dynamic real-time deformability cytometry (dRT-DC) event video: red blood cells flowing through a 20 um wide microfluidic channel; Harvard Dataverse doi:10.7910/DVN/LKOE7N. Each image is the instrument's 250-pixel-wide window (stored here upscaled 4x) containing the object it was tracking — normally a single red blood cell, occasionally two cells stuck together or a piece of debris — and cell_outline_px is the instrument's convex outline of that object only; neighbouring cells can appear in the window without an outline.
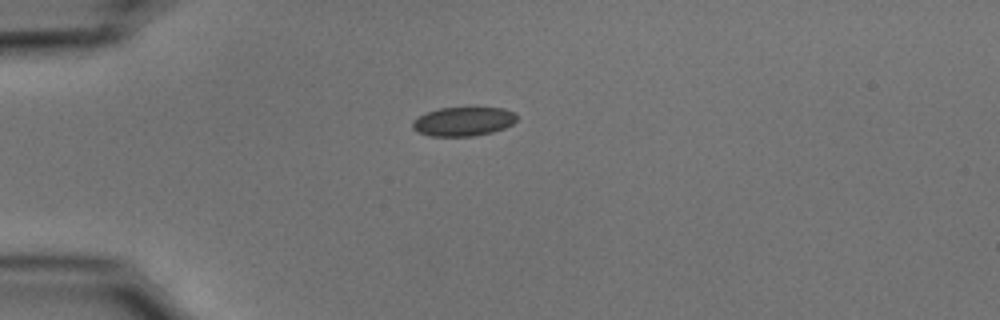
{"species": "common noctule bat (a hibernating species)", "species_latin": "Nyctalus noctula", "temperature_condition": "cold", "stored_images_in_passage": 41, "camera_frame_rate_fps": 3000, "um_per_image_px": 0.085, "animal": {"sex": "male", "body_mass_g": 15.6}, "frame": {"image": 1, "passage_image": 1, "time_ms": 0.0, "image_size_px": [1000, 320], "cell_outline_px": [[516, 120], [512, 124], [504, 128], [492, 132], [476, 136], [428, 136], [412, 128], [412, 120], [428, 112], [440, 108], [504, 108], [512, 112], [516, 116]], "centroid_in_image_um": [39.37, 10.33], "position_along_channel_um": 45.6, "area_um2": 17.46}}
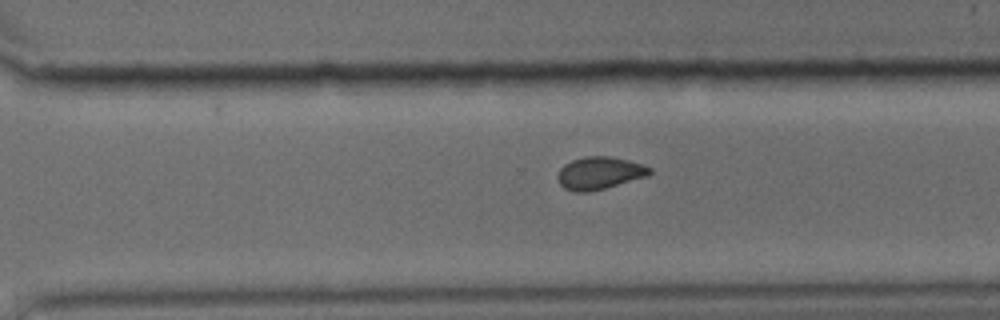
{"frame": {"image": 2, "passage_image": 25, "time_ms": 8.0, "image_size_px": [1000, 320], "cell_outline_px": [[652, 172], [648, 176], [604, 188], [588, 192], [572, 192], [564, 188], [560, 184], [556, 176], [560, 168], [564, 164], [572, 160], [584, 156], [608, 156], [628, 160], [652, 168]], "centroid_in_image_um": [50.92, 14.71], "position_along_channel_um": 319.7, "area_um2": 17.46}}
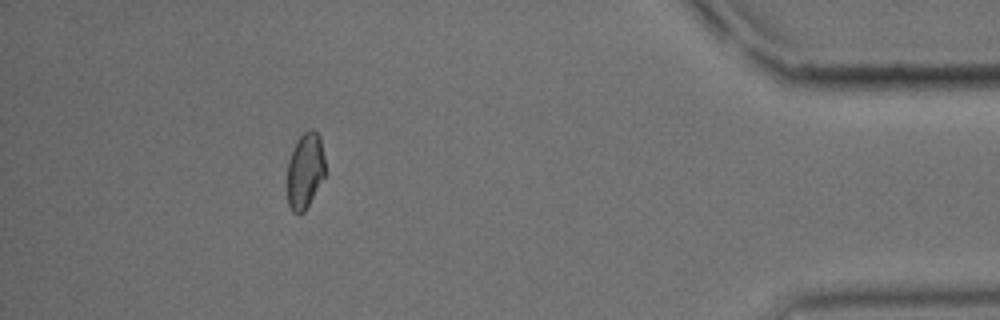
{"frame": {"image": 3, "passage_image": 36, "time_ms": 11.667, "image_size_px": [1000, 320], "cell_outline_px": [[324, 176], [304, 212], [292, 212], [288, 204], [288, 160], [296, 140], [304, 132], [312, 128], [320, 136], [324, 156]], "centroid_in_image_um": [25.92, 14.47], "position_along_channel_um": 409.3, "area_um2": 16.53}, "authors_computed_cell_mechanics": {"area_um2": 17.5712, "velocity_mm_per_s": 3.707, "shape_relaxation_time_tau1_ms": 10.972, "shape_relaxation_time_tau2_ms": 1.8158, "deformation_change_tau1": 0.1252, "deformation_change_tau2": 0.0451}}